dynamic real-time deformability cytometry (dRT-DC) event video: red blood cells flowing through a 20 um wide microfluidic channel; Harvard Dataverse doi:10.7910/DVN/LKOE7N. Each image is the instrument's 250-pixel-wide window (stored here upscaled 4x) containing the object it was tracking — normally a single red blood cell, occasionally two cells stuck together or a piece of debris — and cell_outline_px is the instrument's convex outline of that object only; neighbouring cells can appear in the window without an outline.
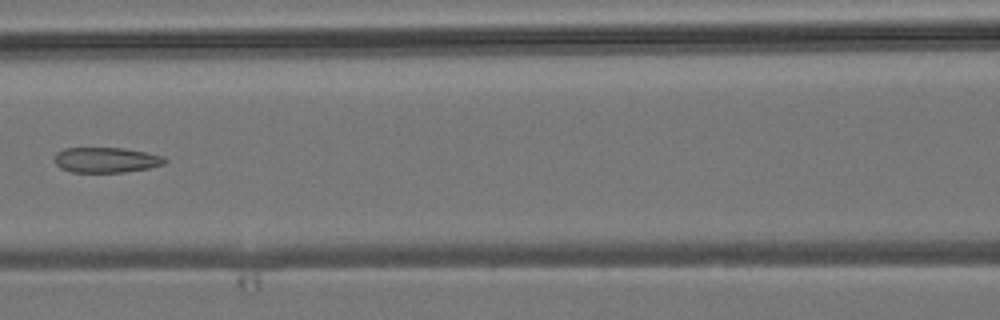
{"species": "common noctule bat (a hibernating species)", "species_latin": "Nyctalus noctula", "temperature_condition": "room temperature", "stored_images_in_passage": 6, "camera_frame_rate_fps": 3000, "um_per_image_px": 0.085, "animal": {"sex": "male", "body_mass_g": 19.2, "forearm_length_mm": 51.8}, "frame": {"image": 1, "passage_image": 6, "time_ms": 5.667, "image_size_px": [1000, 320], "cell_outline_px": [[168, 160], [164, 164], [148, 168], [124, 172], [72, 172], [60, 168], [56, 164], [56, 152], [64, 148], [124, 148], [164, 156]], "centroid_in_image_um": [9.03, 13.59], "position_along_channel_um": 157.6, "area_um2": 16.18}}